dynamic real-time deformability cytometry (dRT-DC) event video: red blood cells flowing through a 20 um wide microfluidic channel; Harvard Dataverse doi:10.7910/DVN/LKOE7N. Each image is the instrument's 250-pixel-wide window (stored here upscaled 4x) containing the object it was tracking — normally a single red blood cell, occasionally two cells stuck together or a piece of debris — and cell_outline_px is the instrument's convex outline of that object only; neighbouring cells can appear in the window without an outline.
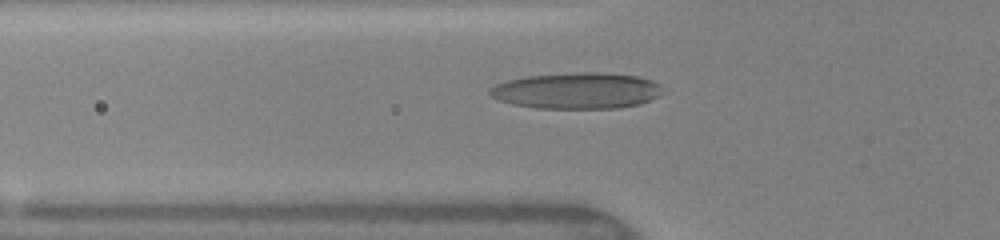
{"species": "human", "species_latin": "Homo sapiens", "temperature_condition": "warm", "stored_images_in_passage": 47, "camera_frame_rate_fps": 3000, "um_per_image_px": 0.085, "donor": {"sex": "female"}, "frame": {"image": 1, "passage_image": 17, "time_ms": 5.333, "image_size_px": [1000, 240], "cell_outline_px": [[664, 92], [640, 104], [616, 108], [536, 108], [512, 104], [500, 100], [492, 96], [488, 92], [488, 88], [496, 84], [508, 80], [524, 76], [580, 72], [596, 72], [636, 76], [652, 80], [660, 84]], "centroid_in_image_um": [49.01, 7.7], "position_along_channel_um": 76.8, "area_um2": 36.36}}
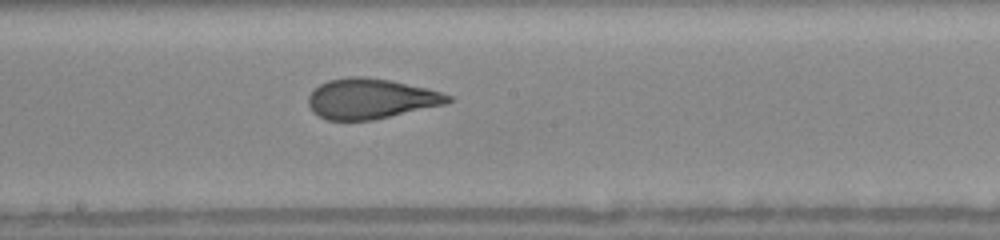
{"frame": {"image": 2, "passage_image": 27, "time_ms": 8.667, "image_size_px": [1000, 240], "cell_outline_px": [[456, 100], [444, 104], [372, 120], [328, 120], [312, 112], [308, 104], [308, 96], [320, 84], [328, 80], [348, 76], [364, 76], [388, 80], [428, 88], [452, 96]], "centroid_in_image_um": [31.51, 8.38], "position_along_channel_um": 216.7, "area_um2": 32.6}}
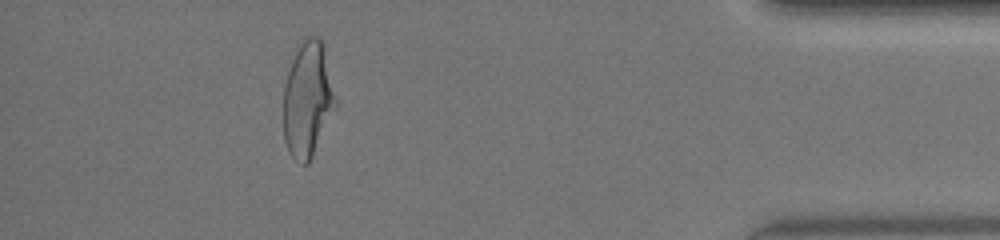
{"frame": {"image": 3, "passage_image": 44, "time_ms": 14.333, "image_size_px": [1000, 240], "cell_outline_px": [[336, 108], [308, 164], [300, 164], [288, 152], [284, 140], [284, 84], [292, 60], [300, 44], [308, 36], [316, 36], [324, 44], [336, 100]], "centroid_in_image_um": [26.15, 8.47], "position_along_channel_um": 409.0, "area_um2": 34.8}}